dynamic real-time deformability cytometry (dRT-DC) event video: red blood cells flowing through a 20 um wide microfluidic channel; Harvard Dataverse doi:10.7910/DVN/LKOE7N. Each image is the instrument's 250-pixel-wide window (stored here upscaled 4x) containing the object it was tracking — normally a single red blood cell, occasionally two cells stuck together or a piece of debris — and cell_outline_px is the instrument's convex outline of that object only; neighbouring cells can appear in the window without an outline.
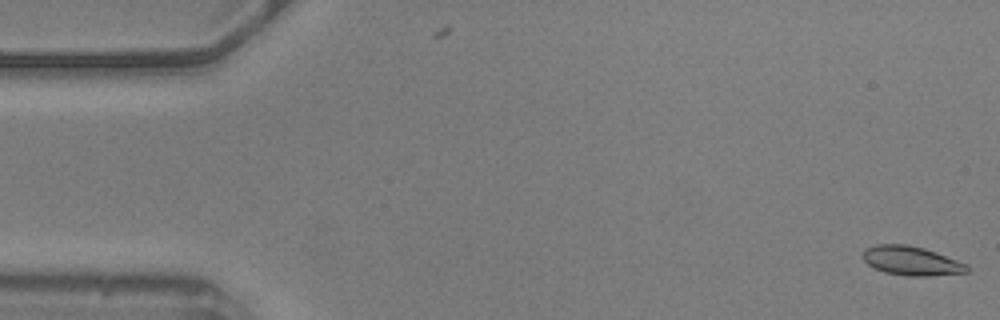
{"species": "common noctule bat (a hibernating species)", "species_latin": "Nyctalus noctula", "temperature_condition": "warm", "stored_images_in_passage": 56, "camera_frame_rate_fps": 3000, "um_per_image_px": 0.085, "animal": {"sex": "male", "body_mass_g": 20.5, "forearm_length_mm": 52.5}, "frame": {"image": 1, "passage_image": 1, "time_ms": 0.0, "image_size_px": [1000, 320], "cell_outline_px": [[968, 272], [928, 276], [908, 276], [884, 272], [868, 264], [860, 256], [864, 248], [876, 244], [904, 244], [924, 248], [936, 252], [968, 264]], "centroid_in_image_um": [77.44, 22.16], "position_along_channel_um": 7.6, "area_um2": 17.74}}
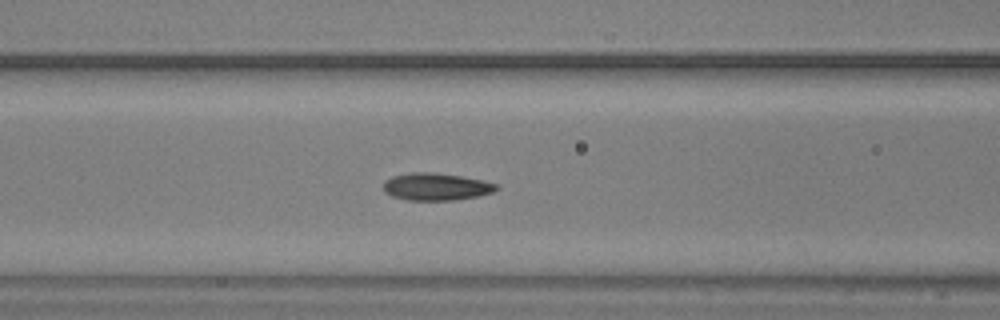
{"frame": {"image": 2, "passage_image": 22, "time_ms": 7.0, "image_size_px": [1000, 320], "cell_outline_px": [[500, 188], [492, 192], [480, 196], [452, 200], [408, 200], [392, 196], [384, 192], [384, 180], [392, 176], [412, 172], [436, 172], [484, 180], [496, 184]], "centroid_in_image_um": [37.07, 15.86], "position_along_channel_um": 129.5, "area_um2": 18.09}}
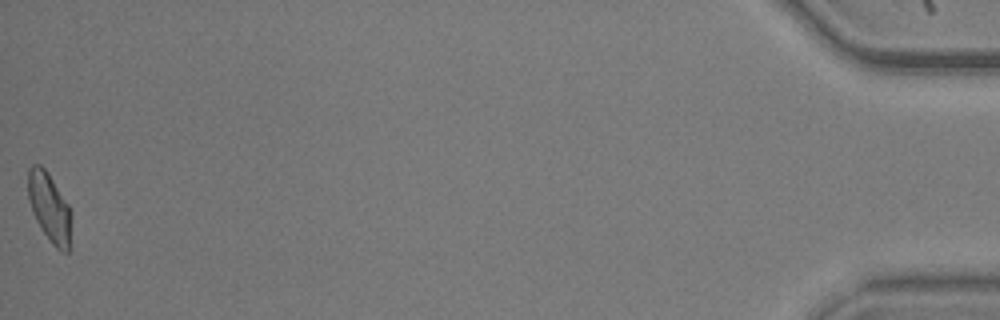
{"frame": {"image": 3, "passage_image": 56, "time_ms": 18.333, "image_size_px": [1000, 320], "cell_outline_px": [[72, 216], [68, 252], [60, 252], [52, 244], [36, 220], [32, 212], [28, 200], [28, 168], [32, 164], [40, 164], [48, 172], [68, 204]], "centroid_in_image_um": [4.2, 17.62], "position_along_channel_um": 431.0, "area_um2": 17.46}, "authors_computed_cell_mechanics": {"area_um2": 17.5423, "velocity_mm_per_s": 3.5842, "shape_relaxation_time_tau1_ms": 3.5551, "shape_relaxation_time_tau2_ms": 1.3812, "deformation_change_tau1": 0.1198, "deformation_change_tau2": 0.0697}}